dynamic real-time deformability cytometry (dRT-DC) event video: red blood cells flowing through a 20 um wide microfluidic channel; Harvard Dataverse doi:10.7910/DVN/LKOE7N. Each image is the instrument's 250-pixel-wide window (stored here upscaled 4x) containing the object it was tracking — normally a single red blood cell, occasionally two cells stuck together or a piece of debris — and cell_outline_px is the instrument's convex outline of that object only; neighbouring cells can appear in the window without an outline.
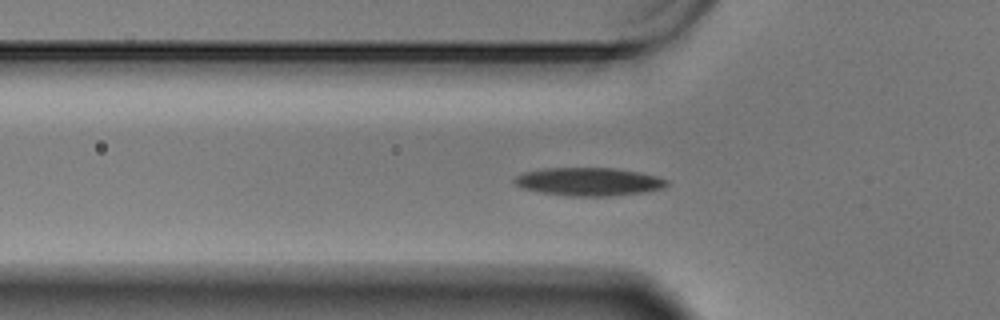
{"species": "Egyptian fruit bat (a non-hibernating species)", "species_latin": "Rousettus aegyptiacus", "temperature_condition": "warm", "stored_images_in_passage": 59, "camera_frame_rate_fps": 3000, "um_per_image_px": 0.085, "animal": {"sex": "male"}, "frame": {"image": 1, "passage_image": 19, "time_ms": 6.0, "image_size_px": [1000, 320], "cell_outline_px": [[672, 184], [660, 188], [644, 192], [608, 196], [568, 196], [540, 192], [520, 188], [512, 180], [516, 176], [524, 172], [544, 168], [616, 168], [640, 172], [656, 176], [668, 180]], "centroid_in_image_um": [50.04, 15.44], "position_along_channel_um": 75.8, "area_um2": 25.09}}
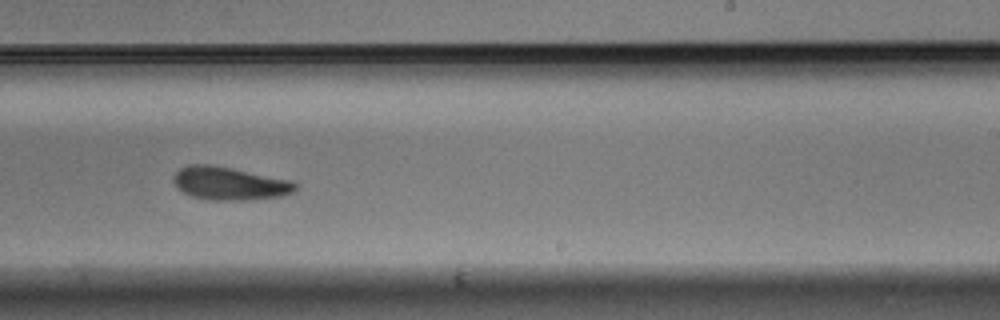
{"frame": {"image": 2, "passage_image": 36, "time_ms": 11.667, "image_size_px": [1000, 320], "cell_outline_px": [[296, 188], [292, 192], [280, 196], [244, 200], [212, 200], [192, 196], [184, 192], [172, 180], [172, 176], [180, 168], [188, 164], [208, 164], [232, 168], [292, 180], [296, 184]], "centroid_in_image_um": [19.49, 15.58], "position_along_channel_um": 269.5, "area_um2": 23.29}}
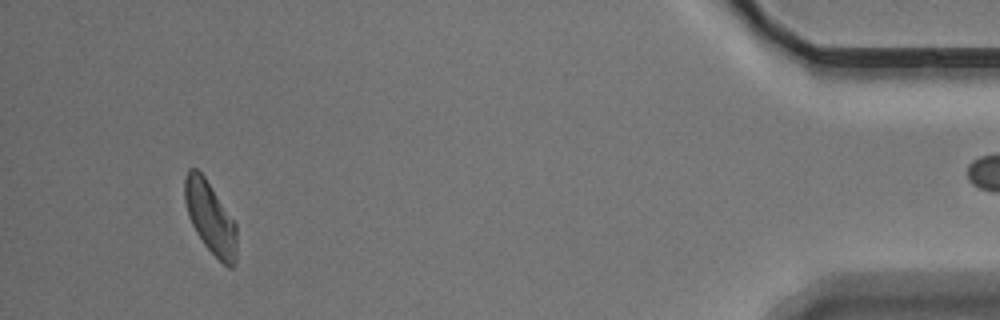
{"frame": {"image": 3, "passage_image": 55, "time_ms": 18.0, "image_size_px": [1000, 320], "cell_outline_px": [[236, 264], [232, 268], [228, 268], [204, 244], [196, 232], [188, 216], [184, 200], [184, 176], [188, 168], [196, 168], [204, 176], [236, 224]], "centroid_in_image_um": [17.86, 18.49], "position_along_channel_um": 417.3, "area_um2": 21.68}, "authors_computed_cell_mechanics": {"area_um2": 23.0622, "velocity_mm_per_s": 3.4039, "shape_relaxation_time_tau1_ms": 2.9889, "shape_relaxation_time_tau2_ms": null, "deformation_change_tau1": 0.1131, "deformation_change_tau2": null}}